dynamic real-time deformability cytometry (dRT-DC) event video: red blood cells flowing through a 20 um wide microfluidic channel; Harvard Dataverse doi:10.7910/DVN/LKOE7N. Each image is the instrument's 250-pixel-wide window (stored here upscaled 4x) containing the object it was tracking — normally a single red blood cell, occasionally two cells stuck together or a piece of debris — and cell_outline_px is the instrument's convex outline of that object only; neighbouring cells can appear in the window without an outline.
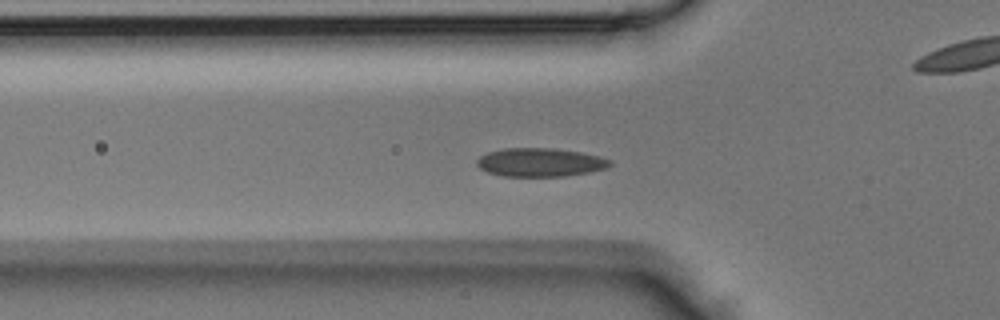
{"species": "Egyptian fruit bat (a non-hibernating species)", "species_latin": "Rousettus aegyptiacus", "temperature_condition": "room temperature", "stored_images_in_passage": 31, "camera_frame_rate_fps": 3000, "um_per_image_px": 0.085, "animal": {"sex": "male"}, "frame": {"image": 1, "passage_image": 2, "time_ms": 0.333, "image_size_px": [1000, 320], "cell_outline_px": [[612, 164], [604, 168], [588, 172], [564, 176], [504, 176], [488, 172], [480, 168], [476, 164], [476, 160], [480, 156], [488, 152], [504, 148], [552, 148], [580, 152], [600, 156], [612, 160]], "centroid_in_image_um": [45.9, 13.79], "position_along_channel_um": 79.9, "area_um2": 22.02}}
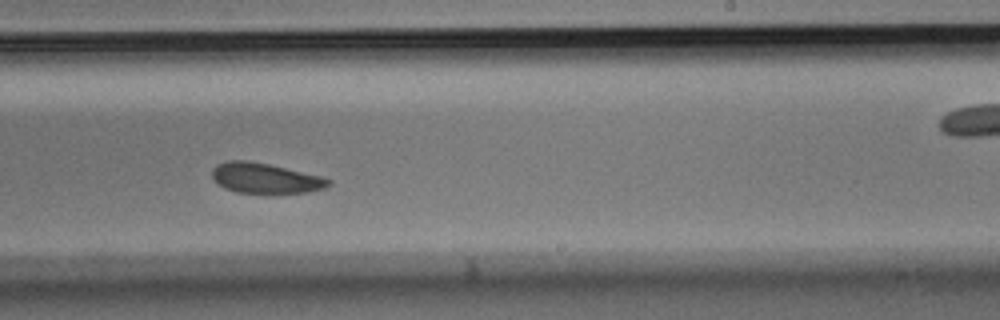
{"frame": {"image": 2, "passage_image": 14, "time_ms": 4.333, "image_size_px": [1000, 320], "cell_outline_px": [[332, 184], [324, 188], [308, 192], [236, 192], [224, 188], [212, 176], [212, 168], [216, 164], [228, 160], [248, 160], [268, 164], [320, 176], [332, 180]], "centroid_in_image_um": [22.53, 15.13], "position_along_channel_um": 266.5, "area_um2": 20.17}}
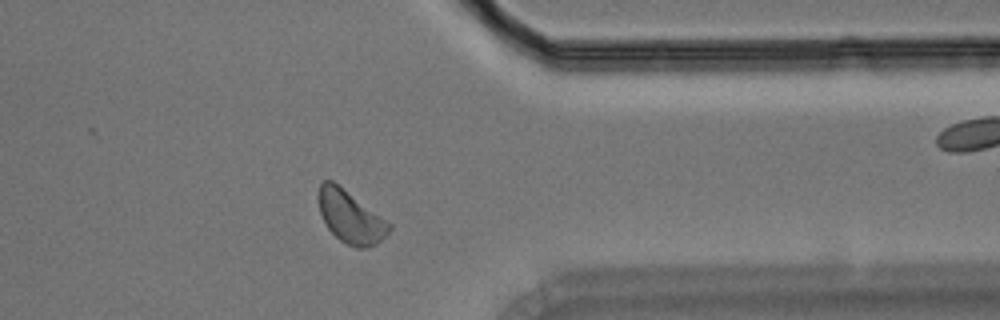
{"frame": {"image": 3, "passage_image": 22, "time_ms": 7.0, "image_size_px": [1000, 320], "cell_outline_px": [[392, 228], [376, 244], [368, 248], [356, 248], [340, 240], [328, 228], [320, 212], [316, 196], [320, 184], [324, 180], [332, 180], [392, 224]], "centroid_in_image_um": [29.77, 18.43], "position_along_channel_um": 381.6, "area_um2": 21.39}}